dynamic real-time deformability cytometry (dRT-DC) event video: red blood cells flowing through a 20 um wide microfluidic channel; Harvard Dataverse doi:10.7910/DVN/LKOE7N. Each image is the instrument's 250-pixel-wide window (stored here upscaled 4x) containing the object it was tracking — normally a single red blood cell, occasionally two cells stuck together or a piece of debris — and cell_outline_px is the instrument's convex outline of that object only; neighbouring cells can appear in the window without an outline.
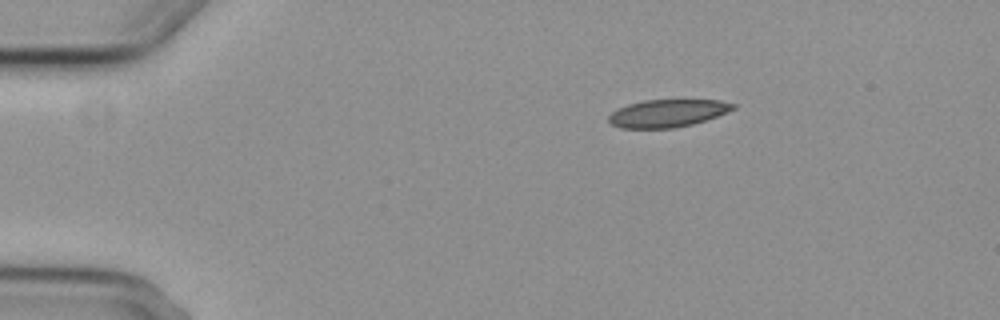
{"species": "common noctule bat (a hibernating species)", "species_latin": "Nyctalus noctula", "temperature_condition": "cold", "stored_images_in_passage": 4, "camera_frame_rate_fps": 3000, "um_per_image_px": 0.085, "animal": {"sex": "female", "body_mass_g": 29.2, "forearm_length_mm": 56.3}, "frame": {"image": 1, "passage_image": 4, "time_ms": 5.0, "image_size_px": [1000, 320], "cell_outline_px": [[736, 108], [716, 116], [692, 124], [672, 128], [620, 128], [612, 124], [608, 120], [608, 116], [616, 108], [628, 104], [644, 100], [720, 100], [736, 104]], "centroid_in_image_um": [56.71, 9.62], "position_along_channel_um": 28.3, "area_um2": 19.94}}